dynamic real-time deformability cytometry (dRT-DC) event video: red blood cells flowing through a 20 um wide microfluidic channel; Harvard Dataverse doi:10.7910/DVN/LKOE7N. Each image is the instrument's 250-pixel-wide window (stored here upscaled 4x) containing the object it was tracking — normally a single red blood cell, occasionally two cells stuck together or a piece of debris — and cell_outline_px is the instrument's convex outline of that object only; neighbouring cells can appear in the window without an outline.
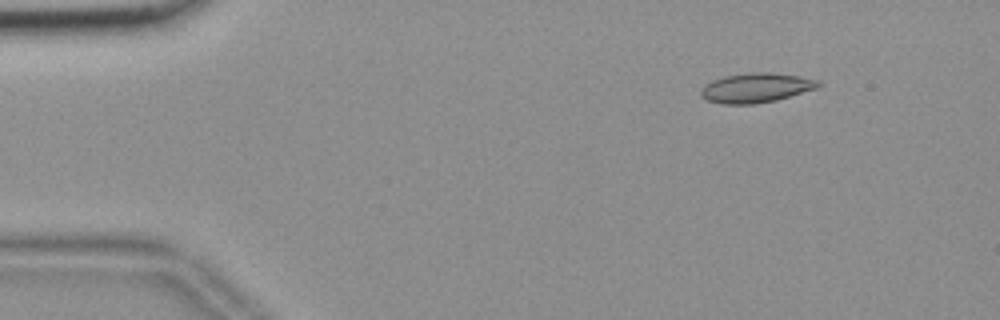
{"species": "common noctule bat (a hibernating species)", "species_latin": "Nyctalus noctula", "temperature_condition": "room temperature", "stored_images_in_passage": 56, "camera_frame_rate_fps": 3000, "um_per_image_px": 0.085, "animal": {"sex": "female", "body_mass_g": 18.4}, "frame": {"image": 1, "passage_image": 7, "time_ms": 2.0, "image_size_px": [1000, 320], "cell_outline_px": [[820, 84], [816, 88], [776, 100], [752, 104], [720, 104], [708, 100], [700, 96], [700, 92], [704, 84], [712, 80], [724, 76], [752, 72], [768, 72], [800, 76], [820, 80]], "centroid_in_image_um": [64.23, 7.46], "position_along_channel_um": 20.8, "area_um2": 20.17}}
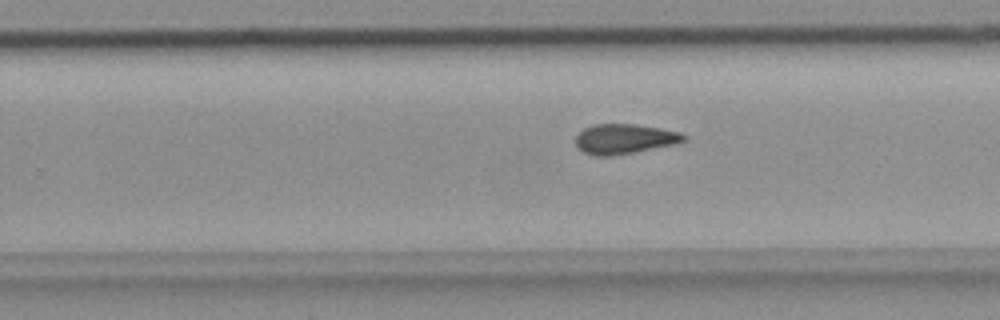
{"frame": {"image": 2, "passage_image": 35, "time_ms": 11.333, "image_size_px": [1000, 320], "cell_outline_px": [[688, 140], [676, 144], [632, 152], [608, 156], [596, 156], [584, 152], [576, 144], [576, 136], [584, 128], [592, 124], [636, 124], [660, 128], [680, 132], [688, 136]], "centroid_in_image_um": [53.12, 11.79], "position_along_channel_um": 276.7, "area_um2": 18.79}}
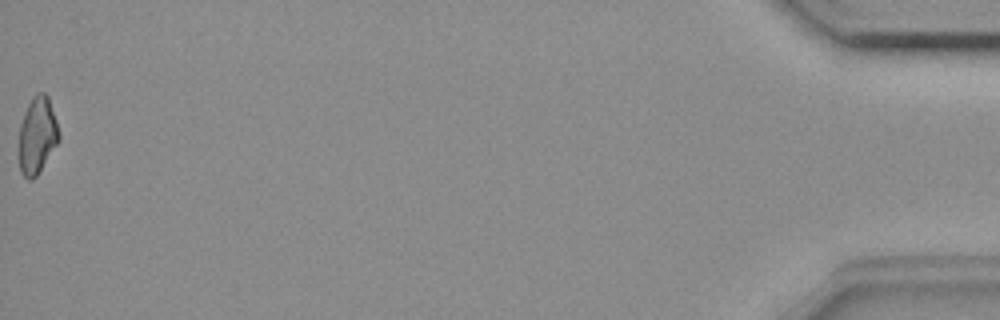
{"frame": {"image": 3, "passage_image": 56, "time_ms": 18.333, "image_size_px": [1000, 320], "cell_outline_px": [[60, 140], [36, 176], [32, 180], [28, 180], [20, 172], [16, 156], [20, 124], [24, 112], [32, 96], [36, 92], [44, 92], [48, 96], [60, 132]], "centroid_in_image_um": [3.12, 11.53], "position_along_channel_um": 432.1, "area_um2": 18.55}, "authors_computed_cell_mechanics": {"area_um2": 18.8139, "velocity_mm_per_s": 3.6518, "shape_relaxation_time_tau1_ms": null, "shape_relaxation_time_tau2_ms": 4.7749, "deformation_change_tau1": null, "deformation_change_tau2": 0.1134}}